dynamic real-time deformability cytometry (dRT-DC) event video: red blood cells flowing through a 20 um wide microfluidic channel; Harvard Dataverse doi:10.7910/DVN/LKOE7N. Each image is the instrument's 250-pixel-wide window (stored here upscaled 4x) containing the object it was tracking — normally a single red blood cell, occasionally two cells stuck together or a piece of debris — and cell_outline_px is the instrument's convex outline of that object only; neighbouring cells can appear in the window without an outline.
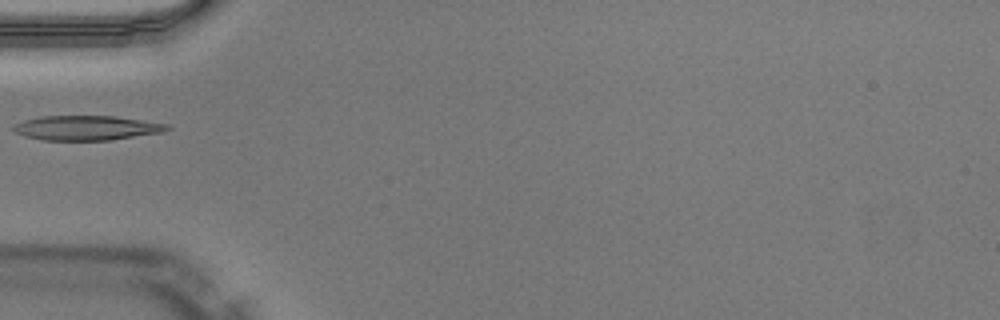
{"species": "Egyptian fruit bat (a non-hibernating species)", "species_latin": "Rousettus aegyptiacus", "temperature_condition": "warm", "stored_images_in_passage": 34, "camera_frame_rate_fps": 3000, "um_per_image_px": 0.085, "animal": {"sex": "male"}, "frame": {"image": 1, "passage_image": 1, "time_ms": 0.0, "image_size_px": [1000, 320], "cell_outline_px": [[172, 128], [160, 132], [108, 140], [44, 140], [24, 136], [16, 132], [12, 128], [16, 124], [24, 120], [40, 116], [116, 116], [168, 124]], "centroid_in_image_um": [7.34, 10.86], "position_along_channel_um": 77.7, "area_um2": 21.79}}
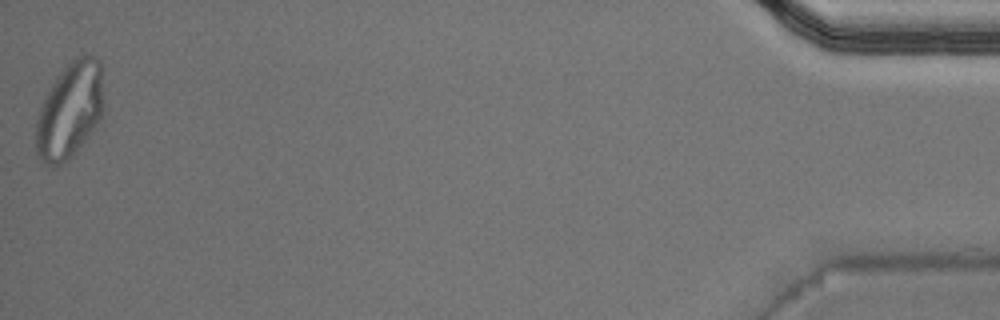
{"frame": {"image": 2, "passage_image": 34, "time_ms": 11.0, "image_size_px": [1000, 320], "cell_outline_px": [[104, 108], [100, 120], [76, 152], [68, 160], [60, 164], [44, 164], [40, 160], [36, 152], [36, 120], [40, 108], [48, 92], [60, 72], [76, 56], [96, 56], [100, 60], [104, 104]], "centroid_in_image_um": [5.95, 9.39], "position_along_channel_um": 429.2, "area_um2": 37.69}}